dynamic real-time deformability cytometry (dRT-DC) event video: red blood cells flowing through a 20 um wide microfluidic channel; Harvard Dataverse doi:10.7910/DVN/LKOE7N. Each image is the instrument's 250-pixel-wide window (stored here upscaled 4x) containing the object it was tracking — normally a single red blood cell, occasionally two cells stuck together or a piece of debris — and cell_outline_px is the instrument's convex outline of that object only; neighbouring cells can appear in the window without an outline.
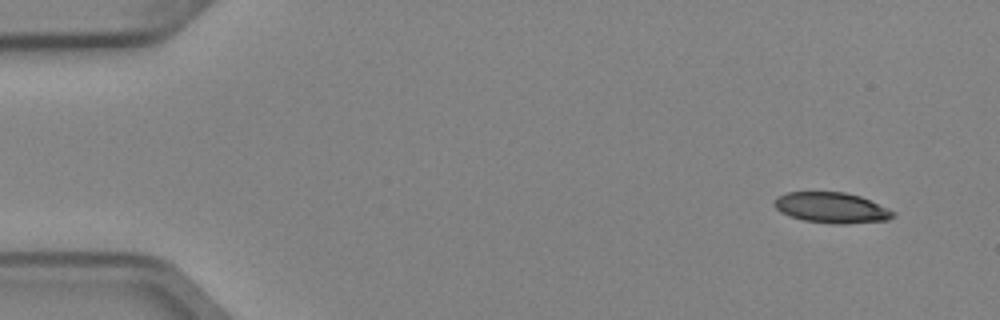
{"species": "Egyptian fruit bat (a non-hibernating species)", "species_latin": "Rousettus aegyptiacus", "temperature_condition": "cold", "stored_images_in_passage": 4, "camera_frame_rate_fps": 3000, "um_per_image_px": 0.085, "animal": {"sex": "female"}, "frame": {"image": 1, "passage_image": 1, "time_ms": 0.0, "image_size_px": [1000, 320], "cell_outline_px": [[896, 216], [888, 220], [844, 224], [832, 224], [804, 220], [780, 212], [772, 204], [772, 200], [776, 196], [788, 192], [844, 192], [860, 196], [896, 212]], "centroid_in_image_um": [70.66, 17.65], "position_along_channel_um": 14.3, "area_um2": 21.27}}
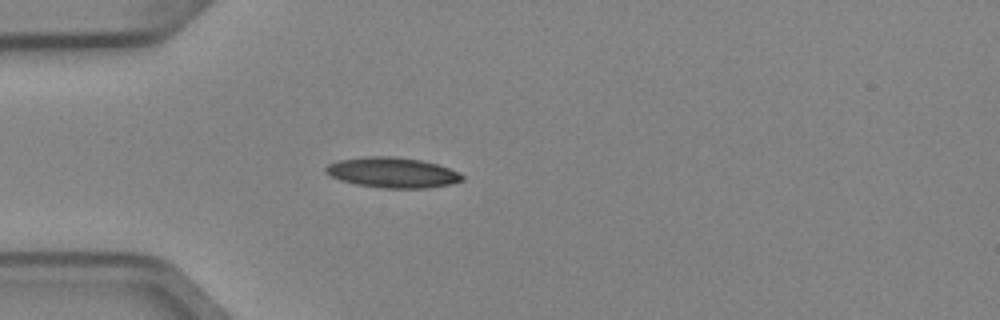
{"frame": {"image": 2, "passage_image": 4, "time_ms": 1.0, "image_size_px": [1000, 320], "cell_outline_px": [[464, 180], [448, 184], [424, 188], [384, 188], [356, 184], [340, 180], [324, 172], [324, 168], [328, 164], [340, 160], [364, 156], [392, 156], [420, 160], [436, 164], [448, 168], [464, 176]], "centroid_in_image_um": [33.31, 14.66], "position_along_channel_um": 51.7, "area_um2": 23.87}}